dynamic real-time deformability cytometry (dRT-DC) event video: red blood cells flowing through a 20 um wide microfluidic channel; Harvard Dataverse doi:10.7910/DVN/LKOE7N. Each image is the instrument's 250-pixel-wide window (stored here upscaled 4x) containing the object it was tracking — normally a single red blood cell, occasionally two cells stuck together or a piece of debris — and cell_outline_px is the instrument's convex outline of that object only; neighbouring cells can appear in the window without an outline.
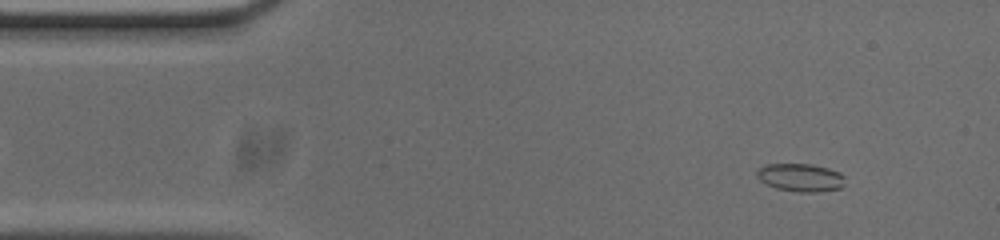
{"species": "common noctule bat (a hibernating species)", "species_latin": "Nyctalus noctula", "temperature_condition": "cold", "stored_images_in_passage": 15, "camera_frame_rate_fps": 3000, "um_per_image_px": 0.085, "animal": {"sex": "male", "body_mass_g": 20.0, "forearm_length_mm": 53.3}, "frame": {"image": 1, "passage_image": 5, "time_ms": 1.333, "image_size_px": [1000, 240], "cell_outline_px": [[844, 184], [840, 188], [816, 192], [800, 192], [776, 188], [760, 180], [756, 176], [756, 172], [760, 168], [768, 164], [812, 164], [828, 168], [840, 172], [844, 176]], "centroid_in_image_um": [68.07, 15.08], "position_along_channel_um": 16.9, "area_um2": 14.28}}
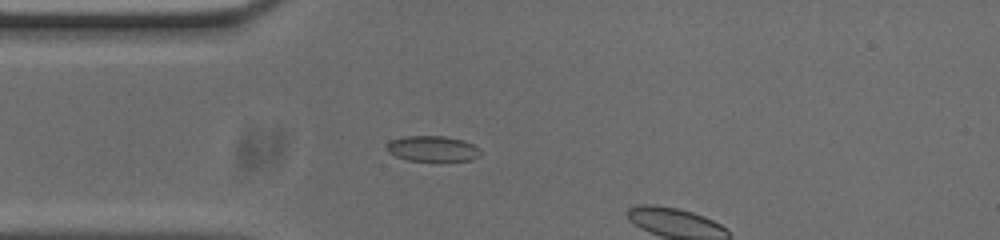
{"frame": {"image": 2, "passage_image": 13, "time_ms": 4.0, "image_size_px": [1000, 240], "cell_outline_px": [[480, 156], [472, 160], [408, 160], [396, 156], [388, 152], [384, 148], [384, 144], [392, 140], [404, 136], [444, 136], [464, 140], [480, 148]], "centroid_in_image_um": [36.74, 12.62], "position_along_channel_um": 48.3, "area_um2": 13.99}}